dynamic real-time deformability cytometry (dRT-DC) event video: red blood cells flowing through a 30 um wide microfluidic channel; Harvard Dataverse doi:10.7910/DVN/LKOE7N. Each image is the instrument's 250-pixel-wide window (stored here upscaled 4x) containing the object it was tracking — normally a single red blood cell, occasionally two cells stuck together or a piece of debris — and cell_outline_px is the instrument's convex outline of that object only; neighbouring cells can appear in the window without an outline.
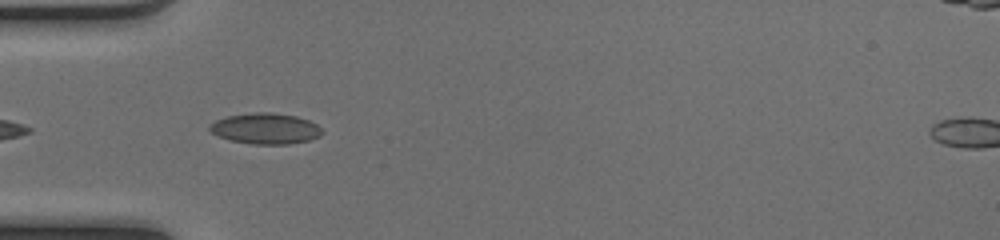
{"species": "common noctule bat (a hibernating species)", "species_latin": "Nyctalus noctula", "temperature_condition": "cold", "stored_images_in_passage": 5, "camera_frame_rate_fps": 3000, "um_per_image_px": 0.085, "animal": {"sex": "female", "body_mass_g": 17.0, "forearm_length_mm": 48.0}, "frame": {"image": 1, "passage_image": 2, "time_ms": 0.333, "image_size_px": [1000, 240], "cell_outline_px": [[324, 132], [320, 136], [308, 140], [288, 144], [252, 144], [232, 140], [220, 136], [212, 132], [208, 128], [216, 120], [228, 116], [252, 112], [272, 112], [296, 116], [308, 120], [316, 124]], "centroid_in_image_um": [22.6, 10.92], "position_along_channel_um": 62.4, "area_um2": 20.0}}